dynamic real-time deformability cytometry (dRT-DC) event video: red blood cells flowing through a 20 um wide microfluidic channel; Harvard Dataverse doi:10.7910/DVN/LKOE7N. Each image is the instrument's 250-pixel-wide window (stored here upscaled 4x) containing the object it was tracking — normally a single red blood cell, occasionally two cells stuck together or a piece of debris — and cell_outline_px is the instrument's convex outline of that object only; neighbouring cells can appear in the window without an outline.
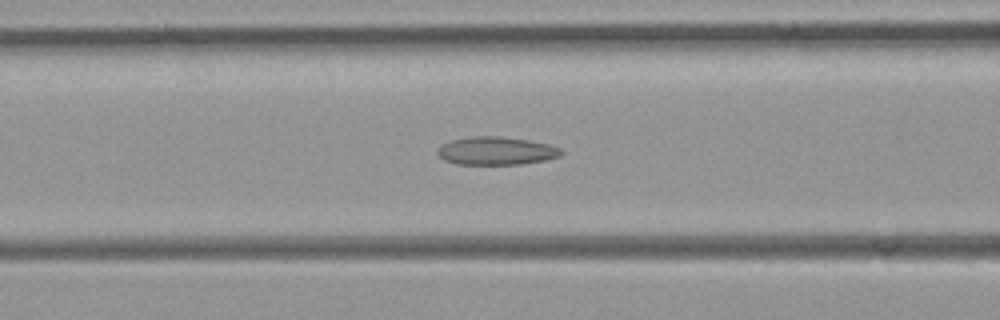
{"species": "common noctule bat (a hibernating species)", "species_latin": "Nyctalus noctula", "temperature_condition": "room temperature", "stored_images_in_passage": 9, "camera_frame_rate_fps": 3000, "um_per_image_px": 0.085, "animal": {"sex": "female", "body_mass_g": 21.9}, "frame": {"image": 1, "passage_image": 8, "time_ms": 2.333, "image_size_px": [1000, 320], "cell_outline_px": [[564, 152], [560, 156], [544, 160], [520, 164], [456, 164], [444, 160], [436, 152], [440, 144], [452, 140], [468, 136], [500, 136], [528, 140], [548, 144], [560, 148]], "centroid_in_image_um": [42.15, 12.81], "position_along_channel_um": 124.5, "area_um2": 20.29}}